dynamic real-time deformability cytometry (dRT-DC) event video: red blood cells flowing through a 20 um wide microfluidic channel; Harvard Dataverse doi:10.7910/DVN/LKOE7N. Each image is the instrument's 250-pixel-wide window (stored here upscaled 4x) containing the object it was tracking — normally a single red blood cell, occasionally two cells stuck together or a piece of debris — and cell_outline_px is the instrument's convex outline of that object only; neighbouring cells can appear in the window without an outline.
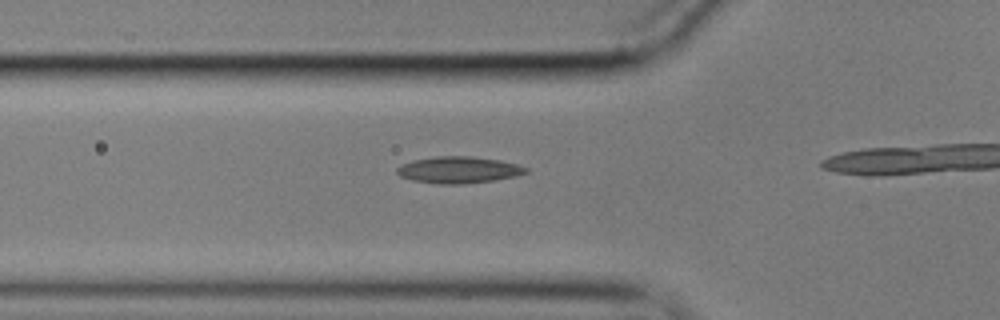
{"species": "common noctule bat (a hibernating species)", "species_latin": "Nyctalus noctula", "temperature_condition": "cold", "stored_images_in_passage": 19, "camera_frame_rate_fps": 3000, "um_per_image_px": 0.085, "animal": {"sex": "male", "body_mass_g": 17.9}, "frame": {"image": 1, "passage_image": 14, "time_ms": 4.333, "image_size_px": [1000, 320], "cell_outline_px": [[528, 172], [516, 176], [496, 180], [464, 184], [436, 184], [412, 180], [400, 176], [396, 172], [396, 168], [412, 160], [436, 156], [472, 156], [500, 160], [516, 164], [528, 168]], "centroid_in_image_um": [38.99, 14.44], "position_along_channel_um": 86.8, "area_um2": 20.11}}